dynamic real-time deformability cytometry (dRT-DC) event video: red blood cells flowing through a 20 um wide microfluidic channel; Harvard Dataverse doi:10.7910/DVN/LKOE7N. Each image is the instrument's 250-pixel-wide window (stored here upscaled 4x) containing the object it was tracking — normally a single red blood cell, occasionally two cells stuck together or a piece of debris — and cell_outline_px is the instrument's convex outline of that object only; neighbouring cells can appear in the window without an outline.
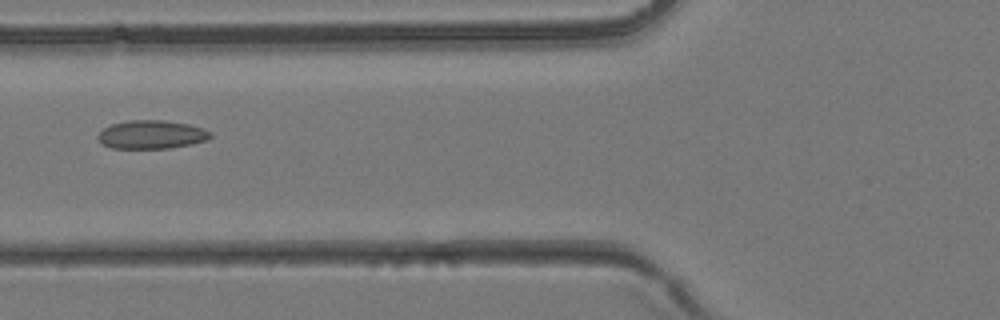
{"species": "common noctule bat (a hibernating species)", "species_latin": "Nyctalus noctula", "temperature_condition": "room temperature", "stored_images_in_passage": 43, "camera_frame_rate_fps": 3000, "um_per_image_px": 0.085, "animal": {"sex": "female", "body_mass_g": 24.6, "forearm_length_mm": 56.2}, "frame": {"image": 1, "passage_image": 17, "time_ms": 5.333, "image_size_px": [1000, 320], "cell_outline_px": [[212, 136], [208, 140], [192, 144], [172, 148], [112, 148], [104, 144], [96, 136], [104, 128], [112, 124], [128, 120], [164, 120], [188, 124], [204, 128], [212, 132]], "centroid_in_image_um": [12.93, 11.43], "position_along_channel_um": 112.9, "area_um2": 18.73}}
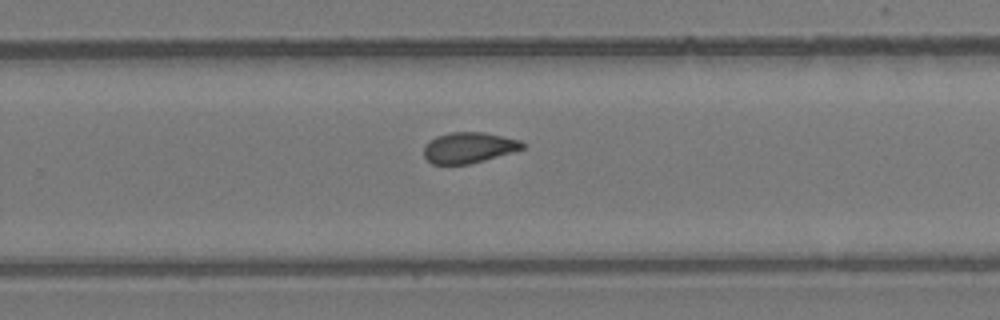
{"frame": {"image": 2, "passage_image": 28, "time_ms": 9.0, "image_size_px": [1000, 320], "cell_outline_px": [[524, 148], [512, 152], [484, 160], [468, 164], [432, 164], [424, 156], [424, 148], [436, 136], [452, 132], [484, 132], [520, 140], [524, 144]], "centroid_in_image_um": [39.85, 12.55], "position_along_channel_um": 289.9, "area_um2": 17.4}}
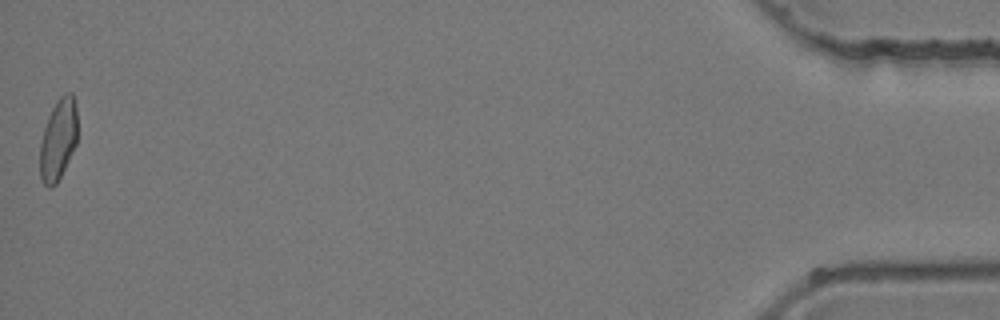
{"frame": {"image": 3, "passage_image": 43, "time_ms": 14.0, "image_size_px": [1000, 320], "cell_outline_px": [[76, 144], [56, 184], [52, 188], [48, 188], [44, 184], [40, 176], [40, 140], [48, 116], [56, 100], [64, 92], [72, 92], [76, 100]], "centroid_in_image_um": [4.94, 11.82], "position_along_channel_um": 430.3, "area_um2": 17.8}}